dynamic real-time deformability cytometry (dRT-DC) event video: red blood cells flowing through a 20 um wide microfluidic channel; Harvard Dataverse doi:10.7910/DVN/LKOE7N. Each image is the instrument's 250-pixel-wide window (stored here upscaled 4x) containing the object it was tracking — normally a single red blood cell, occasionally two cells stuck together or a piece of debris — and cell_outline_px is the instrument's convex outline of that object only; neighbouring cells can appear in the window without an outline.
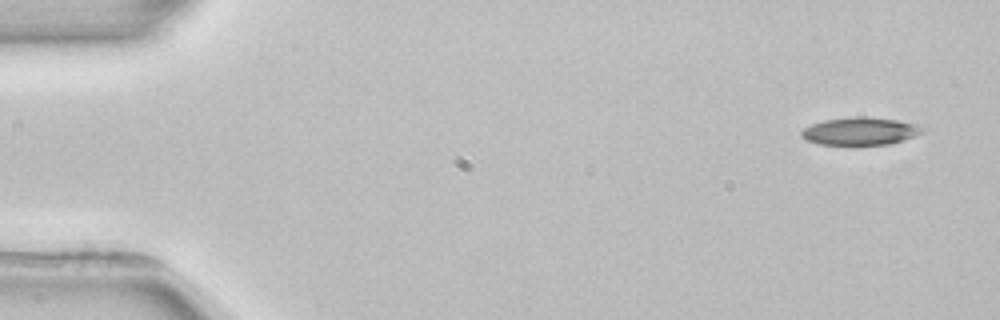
{"species": "common noctule bat (a hibernating species)", "species_latin": "Nyctalus noctula", "temperature_condition": "room temperature", "stored_images_in_passage": 4, "camera_frame_rate_fps": 3000, "um_per_image_px": 0.085, "animal": {"sex": "female", "body_mass_g": 22.7, "forearm_length_mm": 54.2}, "frame": {"image": 1, "passage_image": 1, "time_ms": 0.0, "image_size_px": [1000, 320], "cell_outline_px": [[928, 128], [924, 132], [904, 140], [888, 144], [820, 144], [808, 140], [800, 136], [800, 132], [804, 128], [812, 124], [824, 120], [856, 116], [864, 116], [896, 120], [916, 124]], "centroid_in_image_um": [73.15, 11.14], "position_along_channel_um": 11.8, "area_um2": 19.42}}
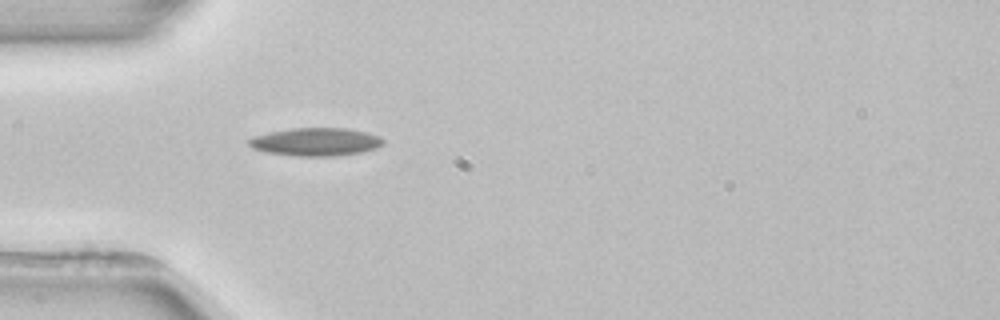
{"frame": {"image": 2, "passage_image": 4, "time_ms": 4.333, "image_size_px": [1000, 320], "cell_outline_px": [[384, 144], [376, 148], [360, 152], [332, 156], [296, 156], [264, 152], [252, 148], [248, 144], [248, 140], [252, 136], [268, 132], [292, 128], [348, 128], [368, 132], [380, 136], [384, 140]], "centroid_in_image_um": [26.82, 12.05], "position_along_channel_um": 58.2, "area_um2": 22.14}}